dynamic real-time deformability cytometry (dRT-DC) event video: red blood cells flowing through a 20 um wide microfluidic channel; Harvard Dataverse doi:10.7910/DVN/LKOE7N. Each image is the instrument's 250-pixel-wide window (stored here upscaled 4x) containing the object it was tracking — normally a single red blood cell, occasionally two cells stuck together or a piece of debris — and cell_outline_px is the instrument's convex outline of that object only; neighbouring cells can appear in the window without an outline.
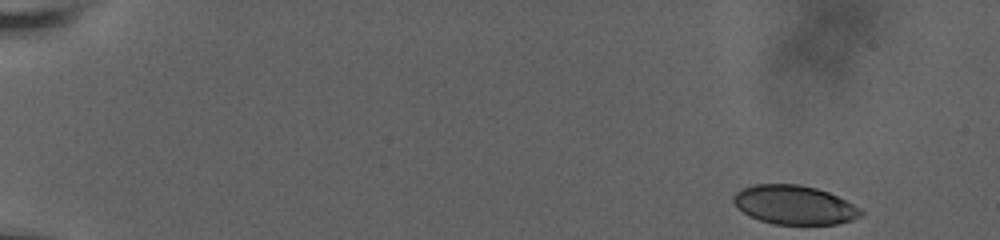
{"species": "human", "species_latin": "Homo sapiens", "temperature_condition": "room temperature", "stored_images_in_passage": 13, "camera_frame_rate_fps": 3000, "um_per_image_px": 0.085, "donor": {"sex": "male"}, "frame": {"image": 1, "passage_image": 1, "time_ms": 0.0, "image_size_px": [1000, 240], "cell_outline_px": [[864, 216], [852, 220], [836, 224], [772, 224], [760, 220], [744, 212], [732, 200], [732, 196], [740, 188], [756, 184], [800, 184], [816, 188], [828, 192], [860, 208], [864, 212]], "centroid_in_image_um": [67.53, 17.41], "position_along_channel_um": 17.5, "area_um2": 28.84}}